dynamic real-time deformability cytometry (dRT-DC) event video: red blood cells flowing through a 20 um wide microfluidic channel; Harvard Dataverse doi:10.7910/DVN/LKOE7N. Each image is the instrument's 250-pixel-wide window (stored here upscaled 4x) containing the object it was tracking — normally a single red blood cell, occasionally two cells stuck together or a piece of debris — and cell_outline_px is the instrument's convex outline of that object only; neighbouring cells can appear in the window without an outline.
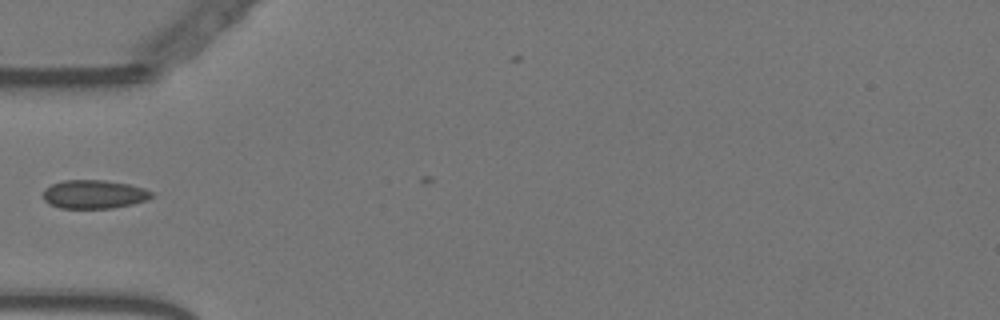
{"species": "Egyptian fruit bat (a non-hibernating species)", "species_latin": "Rousettus aegyptiacus", "temperature_condition": "warm", "stored_images_in_passage": 5, "camera_frame_rate_fps": 3000, "um_per_image_px": 0.085, "animal": {"sex": "female"}, "frame": {"image": 1, "passage_image": 1, "time_ms": 0.0, "image_size_px": [1000, 320], "cell_outline_px": [[152, 196], [148, 200], [132, 204], [112, 208], [60, 208], [48, 204], [44, 200], [44, 188], [52, 184], [64, 180], [104, 180], [128, 184], [144, 188], [152, 192]], "centroid_in_image_um": [7.98, 16.51], "position_along_channel_um": 77.0, "area_um2": 18.09}}
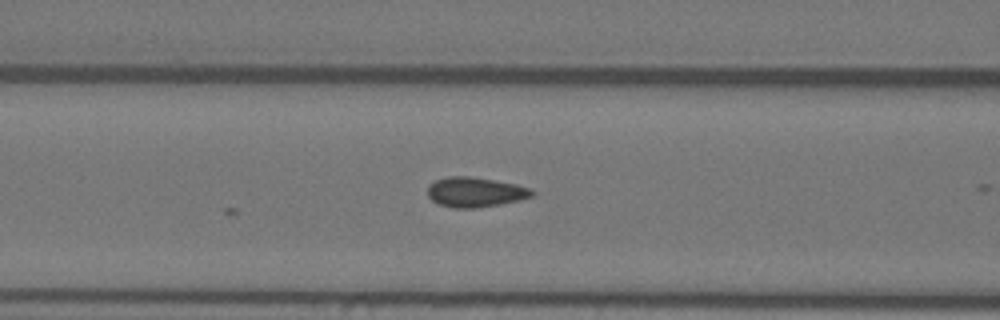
{"frame": {"image": 2, "passage_image": 5, "time_ms": 1.333, "image_size_px": [1000, 320], "cell_outline_px": [[536, 192], [532, 196], [520, 200], [500, 204], [476, 208], [452, 208], [440, 204], [432, 200], [428, 196], [428, 188], [436, 180], [448, 176], [468, 176], [516, 184], [532, 188]], "centroid_in_image_um": [40.43, 16.33], "position_along_channel_um": 126.2, "area_um2": 18.09}}